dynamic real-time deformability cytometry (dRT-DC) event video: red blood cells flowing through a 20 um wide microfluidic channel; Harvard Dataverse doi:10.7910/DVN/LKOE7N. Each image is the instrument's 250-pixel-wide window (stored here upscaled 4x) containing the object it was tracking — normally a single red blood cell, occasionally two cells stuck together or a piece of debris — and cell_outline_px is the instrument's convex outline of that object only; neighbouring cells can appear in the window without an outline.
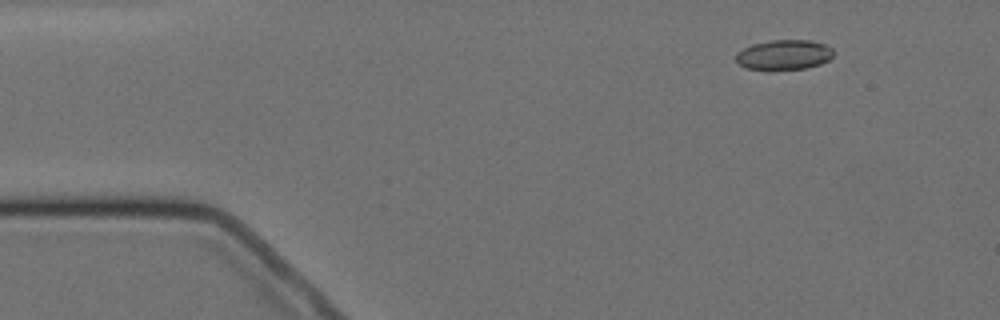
{"species": "Egyptian fruit bat (a non-hibernating species)", "species_latin": "Rousettus aegyptiacus", "temperature_condition": "cold", "stored_images_in_passage": 6, "camera_frame_rate_fps": 3000, "um_per_image_px": 0.085, "animal": {"sex": "female"}, "frame": {"image": 1, "passage_image": 1, "time_ms": 0.0, "image_size_px": [1000, 320], "cell_outline_px": [[832, 56], [828, 60], [820, 64], [804, 68], [772, 72], [744, 68], [736, 60], [736, 52], [752, 44], [772, 40], [808, 40], [824, 44], [832, 48]], "centroid_in_image_um": [66.59, 4.69], "position_along_channel_um": 18.4, "area_um2": 17.4}}
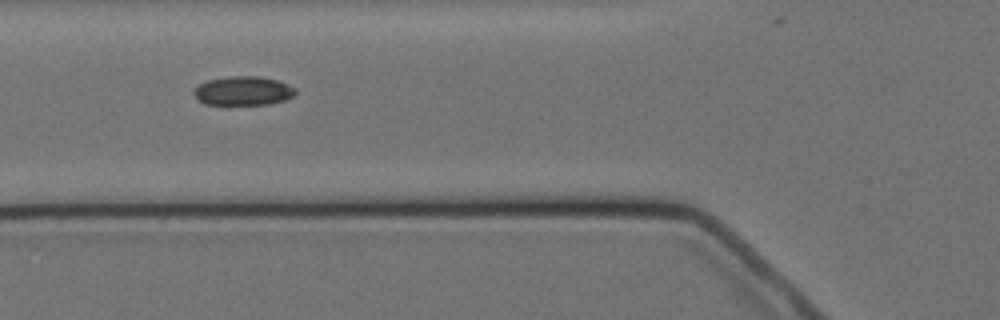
{"frame": {"image": 2, "passage_image": 5, "time_ms": 4.667, "image_size_px": [1000, 320], "cell_outline_px": [[296, 92], [292, 96], [284, 100], [268, 104], [228, 108], [204, 104], [196, 100], [196, 88], [200, 84], [208, 80], [228, 76], [256, 76], [276, 80], [296, 88]], "centroid_in_image_um": [20.63, 7.79], "position_along_channel_um": 105.2, "area_um2": 17.8}}
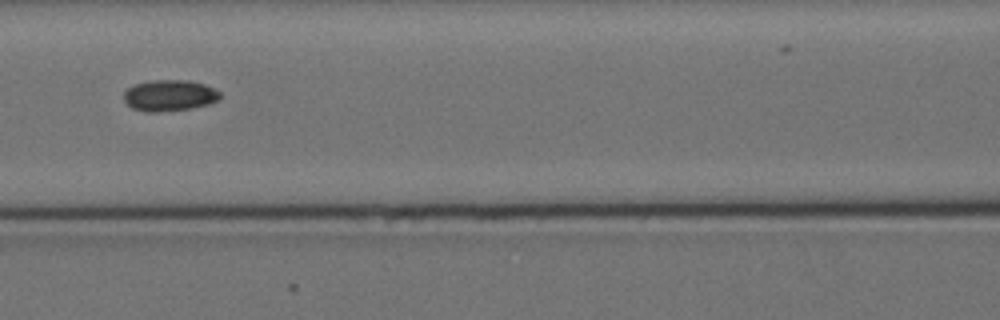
{"frame": {"image": 3, "passage_image": 6, "time_ms": 6.0, "image_size_px": [1000, 320], "cell_outline_px": [[220, 100], [208, 104], [192, 108], [156, 112], [148, 112], [132, 108], [124, 100], [124, 92], [128, 88], [136, 84], [152, 80], [188, 80], [204, 84], [220, 92]], "centroid_in_image_um": [14.41, 8.11], "position_along_channel_um": 152.2, "area_um2": 17.4}}